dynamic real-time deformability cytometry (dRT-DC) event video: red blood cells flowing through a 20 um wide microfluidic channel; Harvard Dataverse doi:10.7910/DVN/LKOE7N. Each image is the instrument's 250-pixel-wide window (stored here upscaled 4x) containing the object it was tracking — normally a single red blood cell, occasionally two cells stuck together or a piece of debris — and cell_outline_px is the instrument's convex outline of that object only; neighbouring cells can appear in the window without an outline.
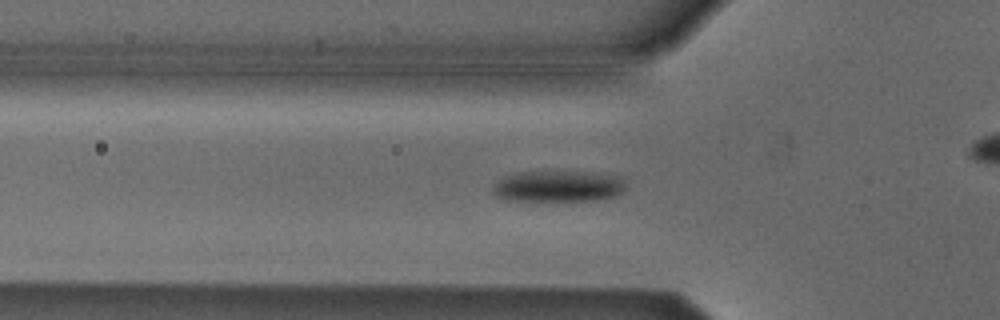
{"species": "Egyptian fruit bat (a non-hibernating species)", "species_latin": "Rousettus aegyptiacus", "temperature_condition": "cold", "stored_images_in_passage": 34, "camera_frame_rate_fps": 3000, "um_per_image_px": 0.085, "animal": {"sex": "male"}, "frame": {"image": 1, "passage_image": 13, "time_ms": 4.0, "image_size_px": [1000, 320], "cell_outline_px": [[628, 184], [616, 196], [596, 200], [504, 200], [496, 196], [492, 192], [492, 184], [504, 176], [516, 172], [596, 172], [624, 176]], "centroid_in_image_um": [47.48, 15.82], "position_along_channel_um": 78.3, "area_um2": 24.57}}
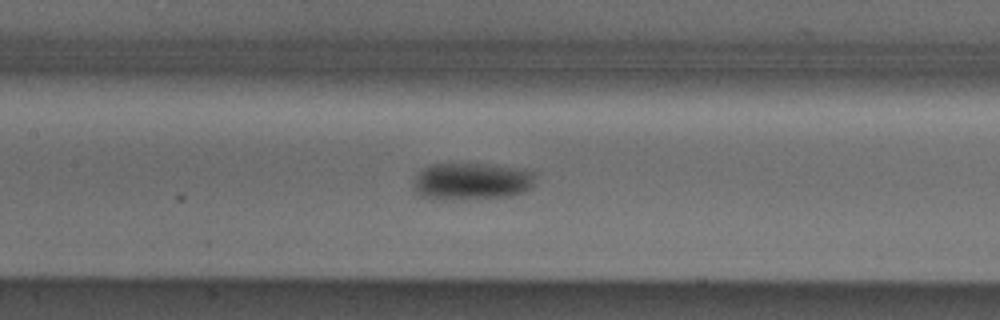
{"frame": {"image": 2, "passage_image": 20, "time_ms": 6.333, "image_size_px": [1000, 320], "cell_outline_px": [[536, 176], [532, 184], [524, 192], [508, 196], [420, 196], [412, 188], [412, 184], [416, 176], [424, 168], [432, 164], [488, 164], [528, 168], [536, 172]], "centroid_in_image_um": [40.17, 15.33], "position_along_channel_um": 167.2, "area_um2": 25.32}}
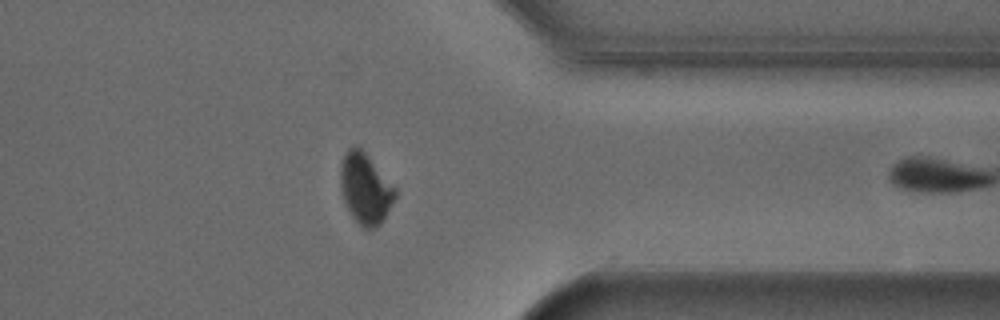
{"frame": {"image": 3, "passage_image": 33, "time_ms": 10.667, "image_size_px": [1000, 320], "cell_outline_px": [[396, 196], [384, 220], [376, 228], [360, 228], [344, 204], [340, 188], [340, 164], [344, 152], [352, 144], [356, 144], [364, 152], [396, 188]], "centroid_in_image_um": [31.02, 16.04], "position_along_channel_um": 380.4, "area_um2": 22.83}}